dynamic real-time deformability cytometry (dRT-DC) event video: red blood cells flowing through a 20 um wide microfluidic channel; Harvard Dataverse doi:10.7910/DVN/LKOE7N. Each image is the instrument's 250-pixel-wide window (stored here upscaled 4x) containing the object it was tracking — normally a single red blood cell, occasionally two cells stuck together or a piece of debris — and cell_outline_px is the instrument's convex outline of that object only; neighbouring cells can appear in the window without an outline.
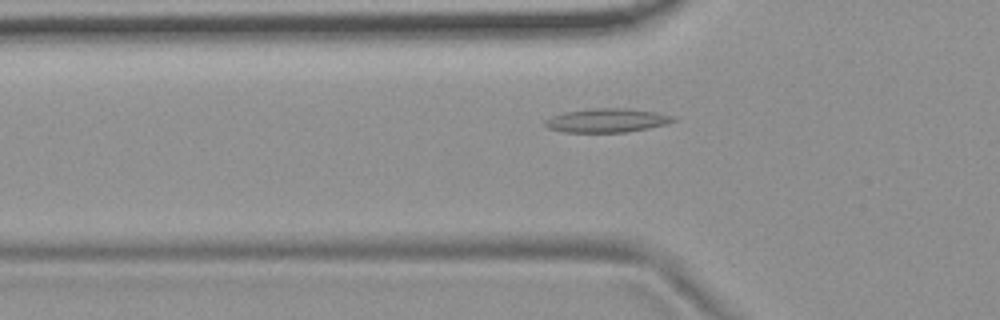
{"species": "common noctule bat (a hibernating species)", "species_latin": "Nyctalus noctula", "temperature_condition": "room temperature", "stored_images_in_passage": 56, "camera_frame_rate_fps": 3000, "um_per_image_px": 0.085, "animal": {"sex": "female", "body_mass_g": 19.9}, "frame": {"image": 1, "passage_image": 19, "time_ms": 6.0, "image_size_px": [1000, 320], "cell_outline_px": [[676, 120], [668, 124], [648, 128], [624, 132], [564, 132], [548, 128], [544, 124], [544, 120], [552, 116], [564, 112], [592, 108], [628, 108], [656, 112], [672, 116]], "centroid_in_image_um": [51.57, 10.23], "position_along_channel_um": 74.2, "area_um2": 17.8}}
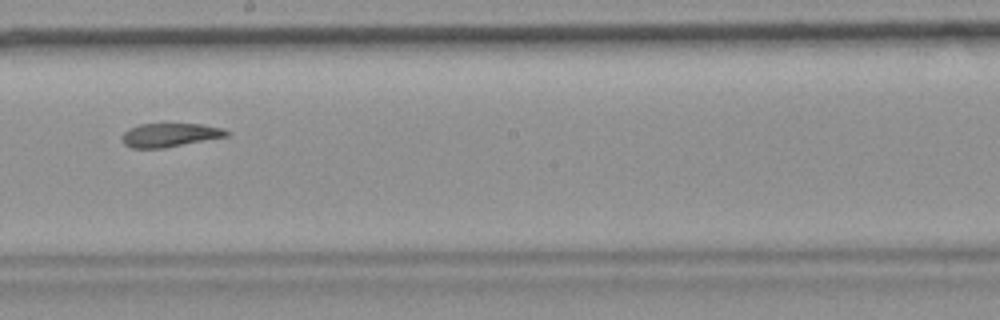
{"frame": {"image": 2, "passage_image": 32, "time_ms": 10.333, "image_size_px": [1000, 320], "cell_outline_px": [[232, 132], [228, 136], [164, 148], [132, 148], [124, 144], [124, 132], [128, 128], [140, 124], [200, 124], [224, 128]], "centroid_in_image_um": [14.49, 11.47], "position_along_channel_um": 233.7, "area_um2": 14.39}}
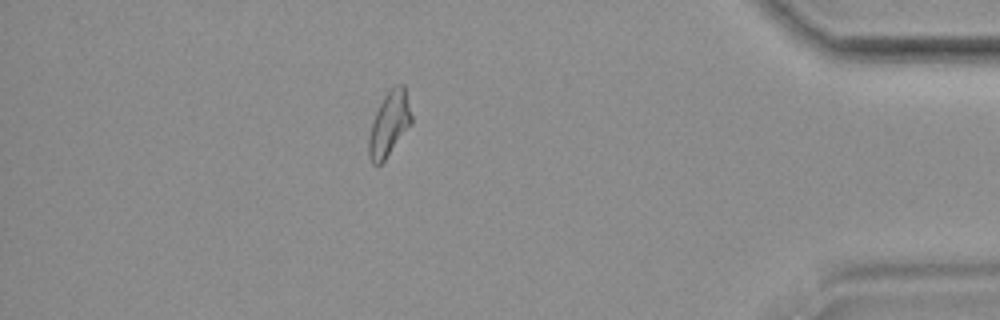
{"frame": {"image": 3, "passage_image": 49, "time_ms": 16.0, "image_size_px": [1000, 320], "cell_outline_px": [[412, 124], [384, 160], [380, 164], [372, 164], [368, 156], [368, 136], [372, 120], [384, 96], [396, 84], [404, 84], [412, 116]], "centroid_in_image_um": [33.08, 10.54], "position_along_channel_um": 402.1, "area_um2": 16.01}, "authors_computed_cell_mechanics": {"area_um2": 16.1262, "velocity_mm_per_s": 3.6877, "shape_relaxation_time_tau1_ms": null, "shape_relaxation_time_tau2_ms": 4.0789, "deformation_change_tau1": null, "deformation_change_tau2": 0.1175}}